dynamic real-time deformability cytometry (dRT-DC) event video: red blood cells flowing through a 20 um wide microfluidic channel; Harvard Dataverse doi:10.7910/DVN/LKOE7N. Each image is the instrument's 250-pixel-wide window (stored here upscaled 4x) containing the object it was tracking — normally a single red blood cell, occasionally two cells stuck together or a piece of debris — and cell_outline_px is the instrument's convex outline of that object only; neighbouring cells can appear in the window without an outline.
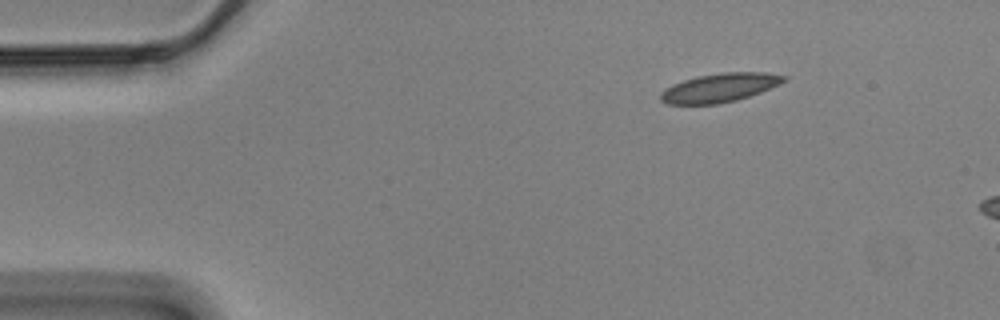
{"species": "Egyptian fruit bat (a non-hibernating species)", "species_latin": "Rousettus aegyptiacus", "temperature_condition": "cold", "stored_images_in_passage": 7, "camera_frame_rate_fps": 3000, "um_per_image_px": 0.085, "animal": {"sex": "male"}, "frame": {"image": 1, "passage_image": 1, "time_ms": 0.0, "image_size_px": [1000, 320], "cell_outline_px": [[788, 76], [784, 80], [760, 92], [736, 100], [720, 104], [668, 104], [660, 100], [660, 92], [684, 80], [696, 76], [720, 72], [764, 72]], "centroid_in_image_um": [61.14, 7.45], "position_along_channel_um": 23.9, "area_um2": 20.35}}